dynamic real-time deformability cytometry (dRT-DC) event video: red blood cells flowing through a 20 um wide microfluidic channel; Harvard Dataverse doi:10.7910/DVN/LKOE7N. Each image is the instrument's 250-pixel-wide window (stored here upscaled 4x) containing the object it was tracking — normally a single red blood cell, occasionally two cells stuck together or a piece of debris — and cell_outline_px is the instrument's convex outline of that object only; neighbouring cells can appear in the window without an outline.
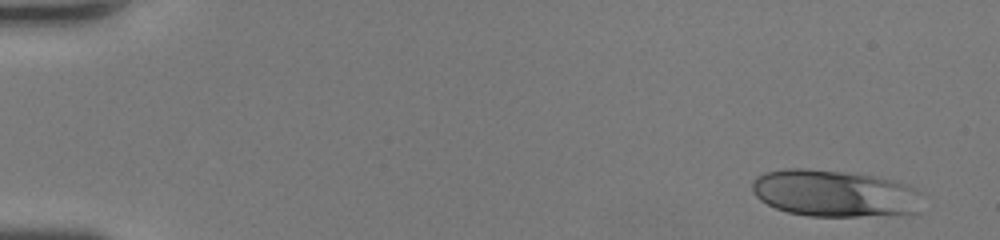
{"species": "human", "species_latin": "Homo sapiens", "temperature_condition": "room temperature", "stored_images_in_passage": 40, "camera_frame_rate_fps": 3000, "um_per_image_px": 0.085, "donor": {"sex": "female"}, "frame": {"image": 1, "passage_image": 1, "time_ms": 0.0, "image_size_px": [1000, 240], "cell_outline_px": [[924, 192], [920, 212], [856, 216], [808, 216], [788, 212], [776, 208], [760, 200], [752, 192], [752, 180], [756, 176], [764, 172], [784, 168], [808, 168], [876, 176], [908, 184]], "centroid_in_image_um": [70.96, 16.42], "position_along_channel_um": 14.0, "area_um2": 46.99}}
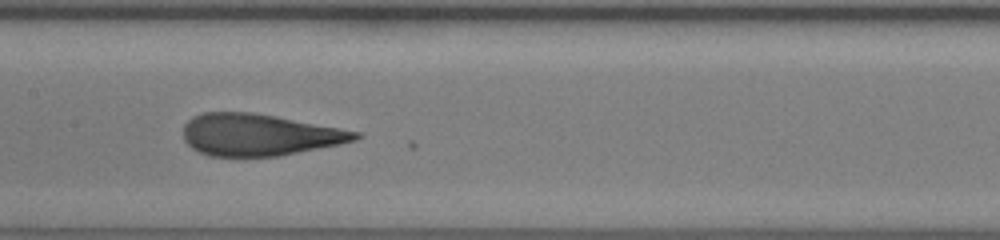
{"frame": {"image": 2, "passage_image": 23, "time_ms": 7.333, "image_size_px": [1000, 240], "cell_outline_px": [[364, 136], [356, 140], [340, 144], [276, 156], [208, 156], [192, 148], [184, 140], [184, 124], [192, 116], [204, 112], [252, 112], [276, 116], [340, 128], [360, 132]], "centroid_in_image_um": [22.02, 11.45], "position_along_channel_um": 185.4, "area_um2": 41.79}}
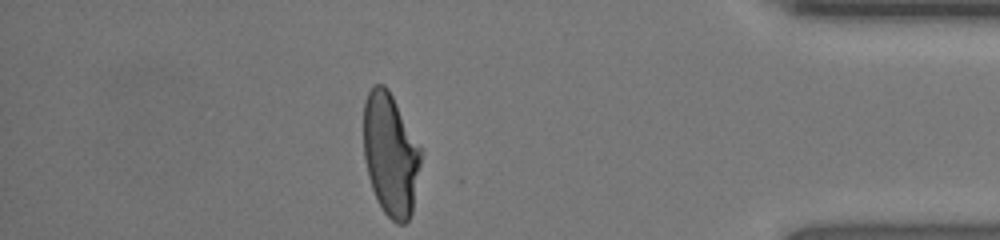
{"frame": {"image": 3, "passage_image": 40, "time_ms": 13.0, "image_size_px": [1000, 240], "cell_outline_px": [[424, 152], [412, 212], [408, 220], [404, 224], [396, 224], [384, 212], [376, 200], [368, 176], [364, 160], [364, 100], [372, 84], [384, 84], [388, 88]], "centroid_in_image_um": [33.21, 13.13], "position_along_channel_um": 402.0, "area_um2": 41.62}, "authors_computed_cell_mechanics": {"area_um2": 42.8876, "velocity_mm_per_s": 4.4128, "shape_relaxation_time_tau1_ms": 4.5635, "shape_relaxation_time_tau2_ms": 0.6296, "deformation_change_tau1": 0.2625, "deformation_change_tau2": 0.0823}}